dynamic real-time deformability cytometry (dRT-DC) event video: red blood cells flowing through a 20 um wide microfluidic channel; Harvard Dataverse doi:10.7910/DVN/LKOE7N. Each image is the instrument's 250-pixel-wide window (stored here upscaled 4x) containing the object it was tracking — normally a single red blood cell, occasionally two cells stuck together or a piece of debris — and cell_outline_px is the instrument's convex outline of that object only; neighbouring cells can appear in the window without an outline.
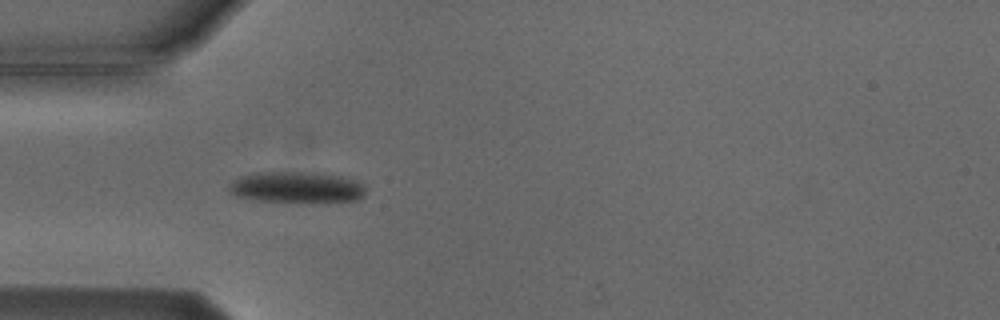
{"species": "Egyptian fruit bat (a non-hibernating species)", "species_latin": "Rousettus aegyptiacus", "temperature_condition": "cold", "stored_images_in_passage": 10, "camera_frame_rate_fps": 3000, "um_per_image_px": 0.085, "animal": {"sex": "male"}, "frame": {"image": 1, "passage_image": 5, "time_ms": 4.667, "image_size_px": [1000, 320], "cell_outline_px": [[364, 196], [356, 200], [256, 200], [236, 196], [228, 188], [240, 176], [256, 172], [324, 172], [340, 176], [364, 184]], "centroid_in_image_um": [25.21, 15.87], "position_along_channel_um": 59.8, "area_um2": 23.93}}
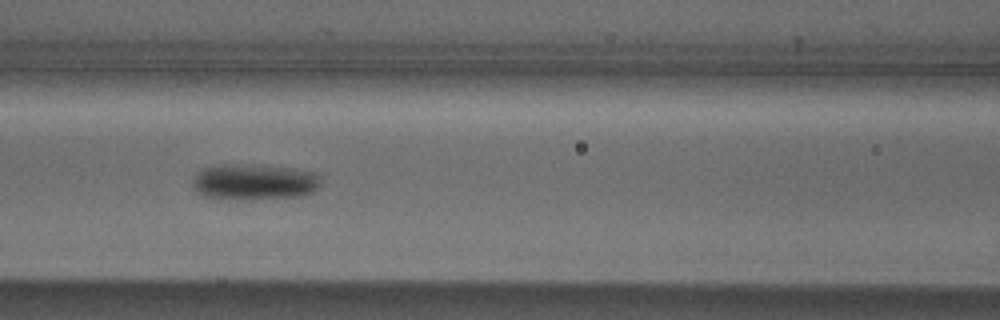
{"frame": {"image": 2, "passage_image": 7, "time_ms": 7.0, "image_size_px": [1000, 320], "cell_outline_px": [[320, 184], [312, 192], [300, 196], [216, 200], [200, 196], [196, 192], [192, 184], [192, 180], [196, 172], [204, 168], [220, 164], [248, 164], [288, 168], [316, 172], [320, 176]], "centroid_in_image_um": [21.51, 15.46], "position_along_channel_um": 145.1, "area_um2": 27.11}}
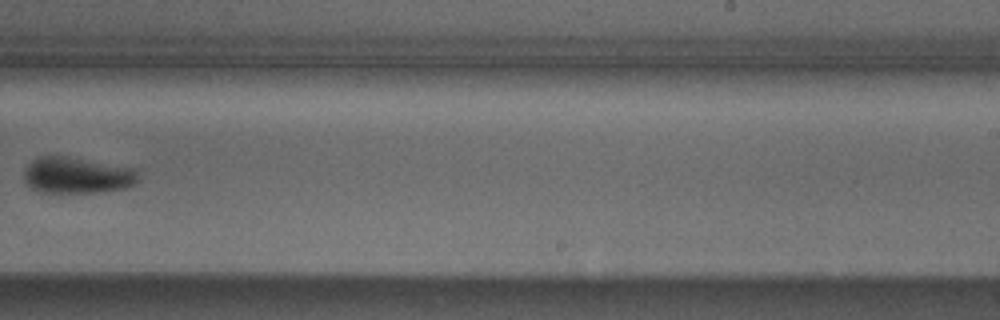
{"frame": {"image": 3, "passage_image": 10, "time_ms": 10.667, "image_size_px": [1000, 320], "cell_outline_px": [[136, 180], [128, 188], [100, 192], [44, 192], [32, 188], [24, 180], [24, 168], [36, 156], [64, 156], [136, 168]], "centroid_in_image_um": [6.51, 14.89], "position_along_channel_um": 282.5, "area_um2": 23.99}}